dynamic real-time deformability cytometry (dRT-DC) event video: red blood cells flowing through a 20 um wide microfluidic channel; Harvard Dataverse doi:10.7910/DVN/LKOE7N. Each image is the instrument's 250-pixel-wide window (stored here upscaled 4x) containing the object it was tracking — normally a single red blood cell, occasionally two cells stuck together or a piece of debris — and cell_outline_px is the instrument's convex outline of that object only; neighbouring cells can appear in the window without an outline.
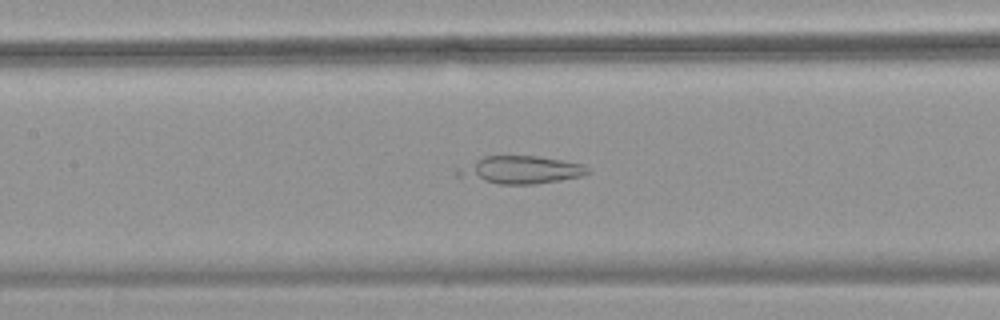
{"species": "common noctule bat (a hibernating species)", "species_latin": "Nyctalus noctula", "temperature_condition": "warm", "stored_images_in_passage": 49, "camera_frame_rate_fps": 3000, "um_per_image_px": 0.085, "animal": {"sex": "female", "body_mass_g": 18.4}, "frame": {"image": 1, "passage_image": 21, "time_ms": 6.667, "image_size_px": [1000, 320], "cell_outline_px": [[592, 172], [580, 176], [560, 180], [532, 184], [500, 184], [456, 176], [456, 168], [484, 156], [536, 156], [584, 164]], "centroid_in_image_um": [44.24, 14.44], "position_along_channel_um": 163.2, "area_um2": 20.81}}
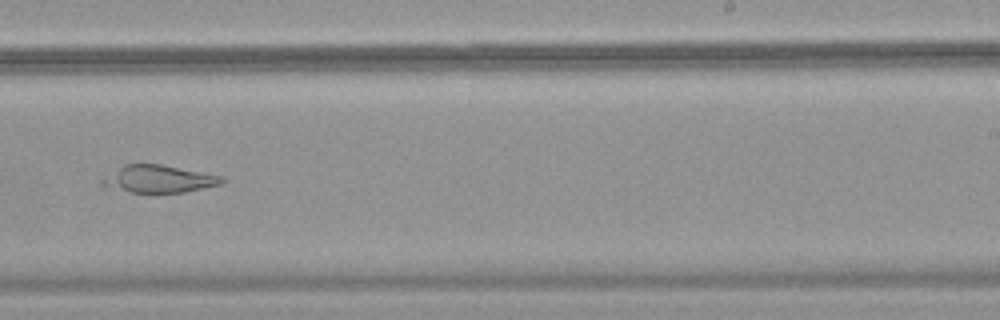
{"frame": {"image": 2, "passage_image": 30, "time_ms": 9.667, "image_size_px": [1000, 320], "cell_outline_px": [[224, 184], [184, 192], [152, 196], [132, 192], [100, 184], [100, 180], [124, 164], [160, 164], [224, 176]], "centroid_in_image_um": [13.55, 15.25], "position_along_channel_um": 275.5, "area_um2": 19.59}}
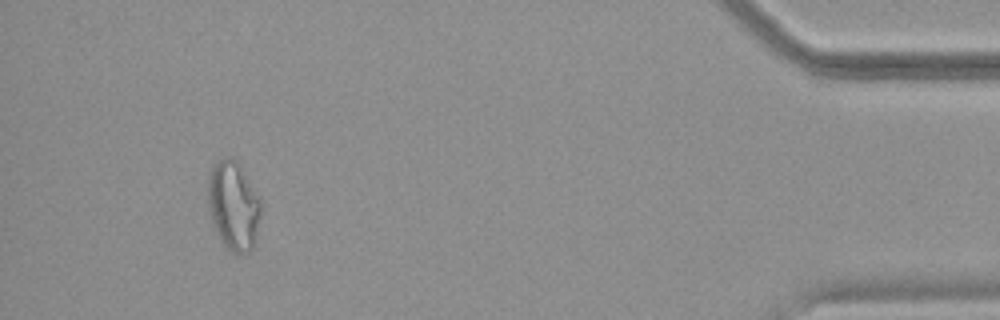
{"frame": {"image": 3, "passage_image": 46, "time_ms": 15.0, "image_size_px": [1000, 320], "cell_outline_px": [[260, 216], [256, 236], [252, 248], [248, 252], [236, 256], [224, 244], [212, 220], [208, 208], [208, 172], [212, 164], [224, 156], [232, 156], [240, 164], [260, 196]], "centroid_in_image_um": [19.84, 17.41], "position_along_channel_um": 415.4, "area_um2": 27.74}}